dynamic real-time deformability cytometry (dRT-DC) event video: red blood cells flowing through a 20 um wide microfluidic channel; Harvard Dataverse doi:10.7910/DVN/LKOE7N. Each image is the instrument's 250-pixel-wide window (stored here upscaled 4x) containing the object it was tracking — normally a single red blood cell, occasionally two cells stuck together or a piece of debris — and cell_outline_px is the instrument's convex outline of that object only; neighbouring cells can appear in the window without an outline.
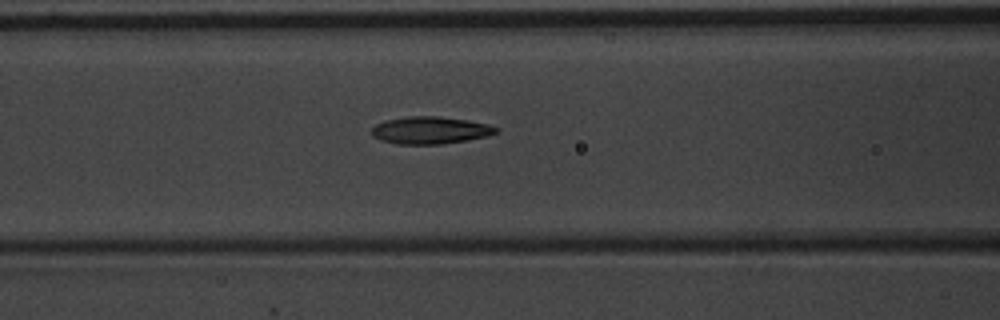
{"species": "common noctule bat (a hibernating species)", "species_latin": "Nyctalus noctula", "temperature_condition": "warm", "stored_images_in_passage": 7, "camera_frame_rate_fps": 3000, "um_per_image_px": 0.085, "animal": {"sex": "male", "body_mass_g": 20.1, "forearm_length_mm": 53.5}, "frame": {"image": 1, "passage_image": 7, "time_ms": 2.0, "image_size_px": [1000, 320], "cell_outline_px": [[500, 128], [496, 132], [488, 136], [440, 144], [396, 144], [380, 140], [372, 136], [372, 128], [376, 124], [384, 120], [408, 116], [436, 116], [468, 120], [488, 124]], "centroid_in_image_um": [36.54, 11.06], "position_along_channel_um": 130.1, "area_um2": 19.77}}